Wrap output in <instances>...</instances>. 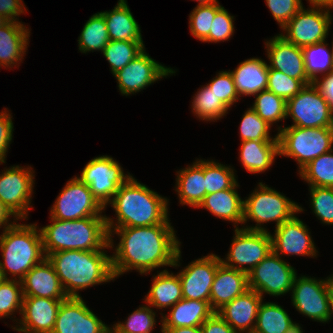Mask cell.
I'll return each instance as SVG.
<instances>
[{
  "label": "cell",
  "instance_id": "cell-14",
  "mask_svg": "<svg viewBox=\"0 0 333 333\" xmlns=\"http://www.w3.org/2000/svg\"><path fill=\"white\" fill-rule=\"evenodd\" d=\"M327 9H329V7L319 5H313V8L309 10H305L302 7L296 15L282 27V29L287 32L286 36L283 34L280 35L286 41L298 47L325 41L332 20V16Z\"/></svg>",
  "mask_w": 333,
  "mask_h": 333
},
{
  "label": "cell",
  "instance_id": "cell-31",
  "mask_svg": "<svg viewBox=\"0 0 333 333\" xmlns=\"http://www.w3.org/2000/svg\"><path fill=\"white\" fill-rule=\"evenodd\" d=\"M241 143L240 161L250 173L264 172L279 155V141L247 140Z\"/></svg>",
  "mask_w": 333,
  "mask_h": 333
},
{
  "label": "cell",
  "instance_id": "cell-28",
  "mask_svg": "<svg viewBox=\"0 0 333 333\" xmlns=\"http://www.w3.org/2000/svg\"><path fill=\"white\" fill-rule=\"evenodd\" d=\"M29 29L20 22L8 21L0 27V66H12L26 52Z\"/></svg>",
  "mask_w": 333,
  "mask_h": 333
},
{
  "label": "cell",
  "instance_id": "cell-59",
  "mask_svg": "<svg viewBox=\"0 0 333 333\" xmlns=\"http://www.w3.org/2000/svg\"><path fill=\"white\" fill-rule=\"evenodd\" d=\"M9 20L0 14V27L5 25Z\"/></svg>",
  "mask_w": 333,
  "mask_h": 333
},
{
  "label": "cell",
  "instance_id": "cell-21",
  "mask_svg": "<svg viewBox=\"0 0 333 333\" xmlns=\"http://www.w3.org/2000/svg\"><path fill=\"white\" fill-rule=\"evenodd\" d=\"M307 226L297 217L283 222L272 236V251L275 254L316 256L313 240Z\"/></svg>",
  "mask_w": 333,
  "mask_h": 333
},
{
  "label": "cell",
  "instance_id": "cell-19",
  "mask_svg": "<svg viewBox=\"0 0 333 333\" xmlns=\"http://www.w3.org/2000/svg\"><path fill=\"white\" fill-rule=\"evenodd\" d=\"M270 69L300 80L304 85L313 83L305 72L302 47L286 41L280 34L266 42Z\"/></svg>",
  "mask_w": 333,
  "mask_h": 333
},
{
  "label": "cell",
  "instance_id": "cell-22",
  "mask_svg": "<svg viewBox=\"0 0 333 333\" xmlns=\"http://www.w3.org/2000/svg\"><path fill=\"white\" fill-rule=\"evenodd\" d=\"M24 297H43L65 300V294L53 265L45 258L21 280Z\"/></svg>",
  "mask_w": 333,
  "mask_h": 333
},
{
  "label": "cell",
  "instance_id": "cell-54",
  "mask_svg": "<svg viewBox=\"0 0 333 333\" xmlns=\"http://www.w3.org/2000/svg\"><path fill=\"white\" fill-rule=\"evenodd\" d=\"M161 329H162V333H202L201 326L161 328Z\"/></svg>",
  "mask_w": 333,
  "mask_h": 333
},
{
  "label": "cell",
  "instance_id": "cell-39",
  "mask_svg": "<svg viewBox=\"0 0 333 333\" xmlns=\"http://www.w3.org/2000/svg\"><path fill=\"white\" fill-rule=\"evenodd\" d=\"M256 100L251 107L267 124L287 118V102L269 90L256 94Z\"/></svg>",
  "mask_w": 333,
  "mask_h": 333
},
{
  "label": "cell",
  "instance_id": "cell-9",
  "mask_svg": "<svg viewBox=\"0 0 333 333\" xmlns=\"http://www.w3.org/2000/svg\"><path fill=\"white\" fill-rule=\"evenodd\" d=\"M286 116L302 128H333V111L328 102L311 83L287 101Z\"/></svg>",
  "mask_w": 333,
  "mask_h": 333
},
{
  "label": "cell",
  "instance_id": "cell-4",
  "mask_svg": "<svg viewBox=\"0 0 333 333\" xmlns=\"http://www.w3.org/2000/svg\"><path fill=\"white\" fill-rule=\"evenodd\" d=\"M50 225L40 229L43 250L48 254L66 250H103L113 246L106 217H86L64 221L51 218Z\"/></svg>",
  "mask_w": 333,
  "mask_h": 333
},
{
  "label": "cell",
  "instance_id": "cell-46",
  "mask_svg": "<svg viewBox=\"0 0 333 333\" xmlns=\"http://www.w3.org/2000/svg\"><path fill=\"white\" fill-rule=\"evenodd\" d=\"M311 206L323 223L333 224V188L310 187Z\"/></svg>",
  "mask_w": 333,
  "mask_h": 333
},
{
  "label": "cell",
  "instance_id": "cell-51",
  "mask_svg": "<svg viewBox=\"0 0 333 333\" xmlns=\"http://www.w3.org/2000/svg\"><path fill=\"white\" fill-rule=\"evenodd\" d=\"M202 333H238L217 312H214L202 325Z\"/></svg>",
  "mask_w": 333,
  "mask_h": 333
},
{
  "label": "cell",
  "instance_id": "cell-58",
  "mask_svg": "<svg viewBox=\"0 0 333 333\" xmlns=\"http://www.w3.org/2000/svg\"><path fill=\"white\" fill-rule=\"evenodd\" d=\"M199 2L198 5H207L215 2L216 0H197Z\"/></svg>",
  "mask_w": 333,
  "mask_h": 333
},
{
  "label": "cell",
  "instance_id": "cell-11",
  "mask_svg": "<svg viewBox=\"0 0 333 333\" xmlns=\"http://www.w3.org/2000/svg\"><path fill=\"white\" fill-rule=\"evenodd\" d=\"M235 228V237L227 255L228 257L226 261L221 259V263L226 267L248 274L272 252L271 234L268 231ZM244 264H248L249 267H243Z\"/></svg>",
  "mask_w": 333,
  "mask_h": 333
},
{
  "label": "cell",
  "instance_id": "cell-18",
  "mask_svg": "<svg viewBox=\"0 0 333 333\" xmlns=\"http://www.w3.org/2000/svg\"><path fill=\"white\" fill-rule=\"evenodd\" d=\"M221 258L210 254L191 262L178 276L183 299L210 301L211 287Z\"/></svg>",
  "mask_w": 333,
  "mask_h": 333
},
{
  "label": "cell",
  "instance_id": "cell-53",
  "mask_svg": "<svg viewBox=\"0 0 333 333\" xmlns=\"http://www.w3.org/2000/svg\"><path fill=\"white\" fill-rule=\"evenodd\" d=\"M323 76L324 77L320 79L321 81L316 79L313 84L317 87L320 94L325 98L333 111V70Z\"/></svg>",
  "mask_w": 333,
  "mask_h": 333
},
{
  "label": "cell",
  "instance_id": "cell-23",
  "mask_svg": "<svg viewBox=\"0 0 333 333\" xmlns=\"http://www.w3.org/2000/svg\"><path fill=\"white\" fill-rule=\"evenodd\" d=\"M261 303L262 297L256 291L248 289L231 302L226 303L217 313L236 332L248 330V333H253Z\"/></svg>",
  "mask_w": 333,
  "mask_h": 333
},
{
  "label": "cell",
  "instance_id": "cell-41",
  "mask_svg": "<svg viewBox=\"0 0 333 333\" xmlns=\"http://www.w3.org/2000/svg\"><path fill=\"white\" fill-rule=\"evenodd\" d=\"M155 313L148 306H141L126 322L114 325L111 333H150L155 325Z\"/></svg>",
  "mask_w": 333,
  "mask_h": 333
},
{
  "label": "cell",
  "instance_id": "cell-30",
  "mask_svg": "<svg viewBox=\"0 0 333 333\" xmlns=\"http://www.w3.org/2000/svg\"><path fill=\"white\" fill-rule=\"evenodd\" d=\"M177 188L180 203L198 208L205 197L204 161L178 171Z\"/></svg>",
  "mask_w": 333,
  "mask_h": 333
},
{
  "label": "cell",
  "instance_id": "cell-20",
  "mask_svg": "<svg viewBox=\"0 0 333 333\" xmlns=\"http://www.w3.org/2000/svg\"><path fill=\"white\" fill-rule=\"evenodd\" d=\"M63 300L43 297H24L22 324L15 330L24 333H52L57 313Z\"/></svg>",
  "mask_w": 333,
  "mask_h": 333
},
{
  "label": "cell",
  "instance_id": "cell-60",
  "mask_svg": "<svg viewBox=\"0 0 333 333\" xmlns=\"http://www.w3.org/2000/svg\"><path fill=\"white\" fill-rule=\"evenodd\" d=\"M6 278L4 277V274L2 270L0 269V284L5 280Z\"/></svg>",
  "mask_w": 333,
  "mask_h": 333
},
{
  "label": "cell",
  "instance_id": "cell-35",
  "mask_svg": "<svg viewBox=\"0 0 333 333\" xmlns=\"http://www.w3.org/2000/svg\"><path fill=\"white\" fill-rule=\"evenodd\" d=\"M79 50L83 53L93 50H101L109 43L108 30L104 16L96 13L85 23L79 37Z\"/></svg>",
  "mask_w": 333,
  "mask_h": 333
},
{
  "label": "cell",
  "instance_id": "cell-33",
  "mask_svg": "<svg viewBox=\"0 0 333 333\" xmlns=\"http://www.w3.org/2000/svg\"><path fill=\"white\" fill-rule=\"evenodd\" d=\"M294 322L276 303H261L253 333H285Z\"/></svg>",
  "mask_w": 333,
  "mask_h": 333
},
{
  "label": "cell",
  "instance_id": "cell-27",
  "mask_svg": "<svg viewBox=\"0 0 333 333\" xmlns=\"http://www.w3.org/2000/svg\"><path fill=\"white\" fill-rule=\"evenodd\" d=\"M100 13L104 16L110 40L143 42L139 25L126 0H119L112 11Z\"/></svg>",
  "mask_w": 333,
  "mask_h": 333
},
{
  "label": "cell",
  "instance_id": "cell-1",
  "mask_svg": "<svg viewBox=\"0 0 333 333\" xmlns=\"http://www.w3.org/2000/svg\"><path fill=\"white\" fill-rule=\"evenodd\" d=\"M114 231L121 238L111 257L114 277L130 269L145 274L160 266H179L180 243L169 222L114 228Z\"/></svg>",
  "mask_w": 333,
  "mask_h": 333
},
{
  "label": "cell",
  "instance_id": "cell-48",
  "mask_svg": "<svg viewBox=\"0 0 333 333\" xmlns=\"http://www.w3.org/2000/svg\"><path fill=\"white\" fill-rule=\"evenodd\" d=\"M233 32V16L221 6L216 11L209 31V36L203 42H224L232 36Z\"/></svg>",
  "mask_w": 333,
  "mask_h": 333
},
{
  "label": "cell",
  "instance_id": "cell-26",
  "mask_svg": "<svg viewBox=\"0 0 333 333\" xmlns=\"http://www.w3.org/2000/svg\"><path fill=\"white\" fill-rule=\"evenodd\" d=\"M268 65L259 58L247 59L232 71L236 90L241 95H256L268 85Z\"/></svg>",
  "mask_w": 333,
  "mask_h": 333
},
{
  "label": "cell",
  "instance_id": "cell-61",
  "mask_svg": "<svg viewBox=\"0 0 333 333\" xmlns=\"http://www.w3.org/2000/svg\"><path fill=\"white\" fill-rule=\"evenodd\" d=\"M331 293H332V305H333V276H332V284H331Z\"/></svg>",
  "mask_w": 333,
  "mask_h": 333
},
{
  "label": "cell",
  "instance_id": "cell-24",
  "mask_svg": "<svg viewBox=\"0 0 333 333\" xmlns=\"http://www.w3.org/2000/svg\"><path fill=\"white\" fill-rule=\"evenodd\" d=\"M249 289L248 274L221 264L214 276L210 293V306L217 312L226 303Z\"/></svg>",
  "mask_w": 333,
  "mask_h": 333
},
{
  "label": "cell",
  "instance_id": "cell-10",
  "mask_svg": "<svg viewBox=\"0 0 333 333\" xmlns=\"http://www.w3.org/2000/svg\"><path fill=\"white\" fill-rule=\"evenodd\" d=\"M104 207L93 196L88 185L79 178H72L59 194L51 209V218L71 221L101 215Z\"/></svg>",
  "mask_w": 333,
  "mask_h": 333
},
{
  "label": "cell",
  "instance_id": "cell-38",
  "mask_svg": "<svg viewBox=\"0 0 333 333\" xmlns=\"http://www.w3.org/2000/svg\"><path fill=\"white\" fill-rule=\"evenodd\" d=\"M193 98V112L206 121L221 118L229 109L208 85L199 89Z\"/></svg>",
  "mask_w": 333,
  "mask_h": 333
},
{
  "label": "cell",
  "instance_id": "cell-16",
  "mask_svg": "<svg viewBox=\"0 0 333 333\" xmlns=\"http://www.w3.org/2000/svg\"><path fill=\"white\" fill-rule=\"evenodd\" d=\"M52 333H111V329L81 297H67L61 302Z\"/></svg>",
  "mask_w": 333,
  "mask_h": 333
},
{
  "label": "cell",
  "instance_id": "cell-5",
  "mask_svg": "<svg viewBox=\"0 0 333 333\" xmlns=\"http://www.w3.org/2000/svg\"><path fill=\"white\" fill-rule=\"evenodd\" d=\"M37 225L14 224L0 236V249L4 262L0 269L7 278L6 271L18 275L21 281L35 265L45 258L40 230ZM7 269V270H6Z\"/></svg>",
  "mask_w": 333,
  "mask_h": 333
},
{
  "label": "cell",
  "instance_id": "cell-42",
  "mask_svg": "<svg viewBox=\"0 0 333 333\" xmlns=\"http://www.w3.org/2000/svg\"><path fill=\"white\" fill-rule=\"evenodd\" d=\"M270 125L267 124L257 113L249 108L243 115L240 124L241 140H258V141H278V136L271 138L269 136Z\"/></svg>",
  "mask_w": 333,
  "mask_h": 333
},
{
  "label": "cell",
  "instance_id": "cell-40",
  "mask_svg": "<svg viewBox=\"0 0 333 333\" xmlns=\"http://www.w3.org/2000/svg\"><path fill=\"white\" fill-rule=\"evenodd\" d=\"M205 195L232 188L236 183L231 168L214 161H204Z\"/></svg>",
  "mask_w": 333,
  "mask_h": 333
},
{
  "label": "cell",
  "instance_id": "cell-52",
  "mask_svg": "<svg viewBox=\"0 0 333 333\" xmlns=\"http://www.w3.org/2000/svg\"><path fill=\"white\" fill-rule=\"evenodd\" d=\"M21 1L22 0H0V14L9 21L18 22L15 17L24 13L26 10Z\"/></svg>",
  "mask_w": 333,
  "mask_h": 333
},
{
  "label": "cell",
  "instance_id": "cell-56",
  "mask_svg": "<svg viewBox=\"0 0 333 333\" xmlns=\"http://www.w3.org/2000/svg\"><path fill=\"white\" fill-rule=\"evenodd\" d=\"M312 5L326 6L333 8V0H309Z\"/></svg>",
  "mask_w": 333,
  "mask_h": 333
},
{
  "label": "cell",
  "instance_id": "cell-47",
  "mask_svg": "<svg viewBox=\"0 0 333 333\" xmlns=\"http://www.w3.org/2000/svg\"><path fill=\"white\" fill-rule=\"evenodd\" d=\"M207 85L228 108L239 99L234 79L230 71L220 72L218 76Z\"/></svg>",
  "mask_w": 333,
  "mask_h": 333
},
{
  "label": "cell",
  "instance_id": "cell-45",
  "mask_svg": "<svg viewBox=\"0 0 333 333\" xmlns=\"http://www.w3.org/2000/svg\"><path fill=\"white\" fill-rule=\"evenodd\" d=\"M305 85L276 69H268L267 90L283 98L286 102L294 97Z\"/></svg>",
  "mask_w": 333,
  "mask_h": 333
},
{
  "label": "cell",
  "instance_id": "cell-17",
  "mask_svg": "<svg viewBox=\"0 0 333 333\" xmlns=\"http://www.w3.org/2000/svg\"><path fill=\"white\" fill-rule=\"evenodd\" d=\"M175 73L152 59L145 50L114 74L123 95L139 92L162 77Z\"/></svg>",
  "mask_w": 333,
  "mask_h": 333
},
{
  "label": "cell",
  "instance_id": "cell-15",
  "mask_svg": "<svg viewBox=\"0 0 333 333\" xmlns=\"http://www.w3.org/2000/svg\"><path fill=\"white\" fill-rule=\"evenodd\" d=\"M33 170L12 166L0 175V201L14 218L26 219L33 190Z\"/></svg>",
  "mask_w": 333,
  "mask_h": 333
},
{
  "label": "cell",
  "instance_id": "cell-44",
  "mask_svg": "<svg viewBox=\"0 0 333 333\" xmlns=\"http://www.w3.org/2000/svg\"><path fill=\"white\" fill-rule=\"evenodd\" d=\"M23 298L21 281H17L15 278L5 279L0 284V318L12 315L15 310H19L21 313Z\"/></svg>",
  "mask_w": 333,
  "mask_h": 333
},
{
  "label": "cell",
  "instance_id": "cell-3",
  "mask_svg": "<svg viewBox=\"0 0 333 333\" xmlns=\"http://www.w3.org/2000/svg\"><path fill=\"white\" fill-rule=\"evenodd\" d=\"M46 258L53 265L68 297H80L77 290L115 278L111 256L101 250L58 251L48 254Z\"/></svg>",
  "mask_w": 333,
  "mask_h": 333
},
{
  "label": "cell",
  "instance_id": "cell-29",
  "mask_svg": "<svg viewBox=\"0 0 333 333\" xmlns=\"http://www.w3.org/2000/svg\"><path fill=\"white\" fill-rule=\"evenodd\" d=\"M238 183L232 188L205 195L198 208L208 209L214 216L236 223H243L244 200L236 191Z\"/></svg>",
  "mask_w": 333,
  "mask_h": 333
},
{
  "label": "cell",
  "instance_id": "cell-2",
  "mask_svg": "<svg viewBox=\"0 0 333 333\" xmlns=\"http://www.w3.org/2000/svg\"><path fill=\"white\" fill-rule=\"evenodd\" d=\"M109 203L118 218L115 227L114 222L106 217L109 237L113 228L154 226L169 222L167 199L137 182L132 176L118 187Z\"/></svg>",
  "mask_w": 333,
  "mask_h": 333
},
{
  "label": "cell",
  "instance_id": "cell-55",
  "mask_svg": "<svg viewBox=\"0 0 333 333\" xmlns=\"http://www.w3.org/2000/svg\"><path fill=\"white\" fill-rule=\"evenodd\" d=\"M13 215L7 207L0 201V228L4 225V230L14 225L8 223L9 217ZM7 224V225H6Z\"/></svg>",
  "mask_w": 333,
  "mask_h": 333
},
{
  "label": "cell",
  "instance_id": "cell-49",
  "mask_svg": "<svg viewBox=\"0 0 333 333\" xmlns=\"http://www.w3.org/2000/svg\"><path fill=\"white\" fill-rule=\"evenodd\" d=\"M266 3L281 28L303 7L301 0H266Z\"/></svg>",
  "mask_w": 333,
  "mask_h": 333
},
{
  "label": "cell",
  "instance_id": "cell-13",
  "mask_svg": "<svg viewBox=\"0 0 333 333\" xmlns=\"http://www.w3.org/2000/svg\"><path fill=\"white\" fill-rule=\"evenodd\" d=\"M295 277V269L272 251L248 273V287L261 297L263 292L283 295L292 290Z\"/></svg>",
  "mask_w": 333,
  "mask_h": 333
},
{
  "label": "cell",
  "instance_id": "cell-8",
  "mask_svg": "<svg viewBox=\"0 0 333 333\" xmlns=\"http://www.w3.org/2000/svg\"><path fill=\"white\" fill-rule=\"evenodd\" d=\"M332 276L326 280H316L297 276L292 286V303L302 314L319 322H328L333 314Z\"/></svg>",
  "mask_w": 333,
  "mask_h": 333
},
{
  "label": "cell",
  "instance_id": "cell-57",
  "mask_svg": "<svg viewBox=\"0 0 333 333\" xmlns=\"http://www.w3.org/2000/svg\"><path fill=\"white\" fill-rule=\"evenodd\" d=\"M285 333H303V331L299 324L293 323Z\"/></svg>",
  "mask_w": 333,
  "mask_h": 333
},
{
  "label": "cell",
  "instance_id": "cell-43",
  "mask_svg": "<svg viewBox=\"0 0 333 333\" xmlns=\"http://www.w3.org/2000/svg\"><path fill=\"white\" fill-rule=\"evenodd\" d=\"M221 7L218 1L207 5H197L190 14V31L192 35L200 41H204L209 36V31L213 23L216 11Z\"/></svg>",
  "mask_w": 333,
  "mask_h": 333
},
{
  "label": "cell",
  "instance_id": "cell-32",
  "mask_svg": "<svg viewBox=\"0 0 333 333\" xmlns=\"http://www.w3.org/2000/svg\"><path fill=\"white\" fill-rule=\"evenodd\" d=\"M148 293L145 302L157 308L172 307L183 299L182 285L178 274H170L167 270H163L154 277Z\"/></svg>",
  "mask_w": 333,
  "mask_h": 333
},
{
  "label": "cell",
  "instance_id": "cell-12",
  "mask_svg": "<svg viewBox=\"0 0 333 333\" xmlns=\"http://www.w3.org/2000/svg\"><path fill=\"white\" fill-rule=\"evenodd\" d=\"M131 175H124L122 167L112 157L100 156L89 161L79 178L89 186L93 196L105 208Z\"/></svg>",
  "mask_w": 333,
  "mask_h": 333
},
{
  "label": "cell",
  "instance_id": "cell-36",
  "mask_svg": "<svg viewBox=\"0 0 333 333\" xmlns=\"http://www.w3.org/2000/svg\"><path fill=\"white\" fill-rule=\"evenodd\" d=\"M144 49L143 42L110 40L104 47L103 54L110 63L114 75L139 56Z\"/></svg>",
  "mask_w": 333,
  "mask_h": 333
},
{
  "label": "cell",
  "instance_id": "cell-37",
  "mask_svg": "<svg viewBox=\"0 0 333 333\" xmlns=\"http://www.w3.org/2000/svg\"><path fill=\"white\" fill-rule=\"evenodd\" d=\"M330 152L321 154L313 159L299 173L310 187L333 188V154Z\"/></svg>",
  "mask_w": 333,
  "mask_h": 333
},
{
  "label": "cell",
  "instance_id": "cell-50",
  "mask_svg": "<svg viewBox=\"0 0 333 333\" xmlns=\"http://www.w3.org/2000/svg\"><path fill=\"white\" fill-rule=\"evenodd\" d=\"M0 113V164L5 163V156L12 140L13 123L10 114Z\"/></svg>",
  "mask_w": 333,
  "mask_h": 333
},
{
  "label": "cell",
  "instance_id": "cell-34",
  "mask_svg": "<svg viewBox=\"0 0 333 333\" xmlns=\"http://www.w3.org/2000/svg\"><path fill=\"white\" fill-rule=\"evenodd\" d=\"M325 41L302 47L305 72L307 77L314 82L317 73L328 74L333 70V50H327Z\"/></svg>",
  "mask_w": 333,
  "mask_h": 333
},
{
  "label": "cell",
  "instance_id": "cell-7",
  "mask_svg": "<svg viewBox=\"0 0 333 333\" xmlns=\"http://www.w3.org/2000/svg\"><path fill=\"white\" fill-rule=\"evenodd\" d=\"M260 190H255L244 200L243 223L248 219L257 222L255 227H246L243 229L251 231H267L260 227L261 223L275 221L277 228L283 222L292 219L295 212H301L303 209L293 201H290L284 195L271 189L264 184L259 183Z\"/></svg>",
  "mask_w": 333,
  "mask_h": 333
},
{
  "label": "cell",
  "instance_id": "cell-25",
  "mask_svg": "<svg viewBox=\"0 0 333 333\" xmlns=\"http://www.w3.org/2000/svg\"><path fill=\"white\" fill-rule=\"evenodd\" d=\"M215 311L210 301L181 299L172 306L168 316L162 318V328L201 326Z\"/></svg>",
  "mask_w": 333,
  "mask_h": 333
},
{
  "label": "cell",
  "instance_id": "cell-6",
  "mask_svg": "<svg viewBox=\"0 0 333 333\" xmlns=\"http://www.w3.org/2000/svg\"><path fill=\"white\" fill-rule=\"evenodd\" d=\"M279 130V155L295 158L299 171L321 154L333 150V128L289 126Z\"/></svg>",
  "mask_w": 333,
  "mask_h": 333
}]
</instances>
